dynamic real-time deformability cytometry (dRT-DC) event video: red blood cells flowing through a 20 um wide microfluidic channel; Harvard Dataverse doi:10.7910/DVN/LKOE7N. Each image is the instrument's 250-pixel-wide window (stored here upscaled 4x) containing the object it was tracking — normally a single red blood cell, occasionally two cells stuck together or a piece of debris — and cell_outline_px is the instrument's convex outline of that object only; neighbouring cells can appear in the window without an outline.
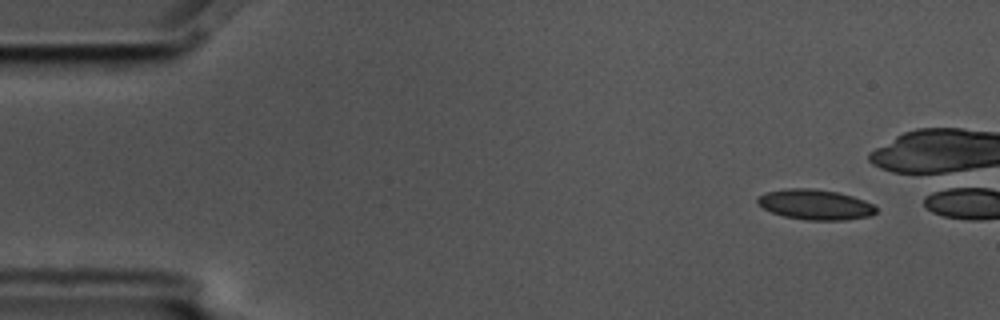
{"species": "common noctule bat (a hibernating species)", "species_latin": "Nyctalus noctula", "temperature_condition": "cold", "stored_images_in_passage": 4, "camera_frame_rate_fps": 3000, "um_per_image_px": 0.085, "animal": {"sex": "male", "body_mass_g": 17.5, "forearm_length_mm": 52.3}, "frame": {"image": 1, "passage_image": 1, "time_ms": 0.0, "image_size_px": [1000, 320], "cell_outline_px": [[876, 212], [872, 216], [844, 220], [804, 220], [784, 216], [772, 212], [756, 204], [756, 196], [768, 192], [788, 188], [816, 188], [840, 192], [864, 200], [872, 204], [876, 208]], "centroid_in_image_um": [69.29, 17.38], "position_along_channel_um": 15.7, "area_um2": 21.1}}